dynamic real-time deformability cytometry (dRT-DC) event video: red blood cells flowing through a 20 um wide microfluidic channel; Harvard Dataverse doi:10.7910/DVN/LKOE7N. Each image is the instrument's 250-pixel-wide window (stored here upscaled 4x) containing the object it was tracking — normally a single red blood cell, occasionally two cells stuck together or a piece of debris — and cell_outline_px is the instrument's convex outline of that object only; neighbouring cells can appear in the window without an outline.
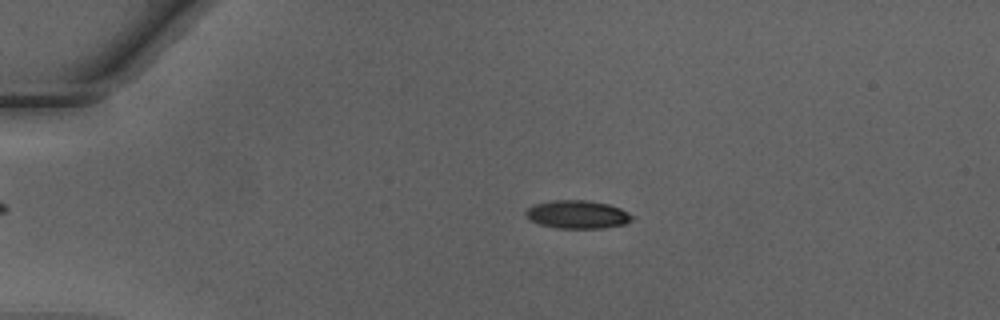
{"species": "Egyptian fruit bat (a non-hibernating species)", "species_latin": "Rousettus aegyptiacus", "temperature_condition": "warm", "stored_images_in_passage": 34, "camera_frame_rate_fps": 3000, "um_per_image_px": 0.085, "animal": {"sex": "male"}, "frame": {"image": 1, "passage_image": 11, "time_ms": 3.333, "image_size_px": [1000, 320], "cell_outline_px": [[636, 216], [632, 220], [624, 224], [604, 228], [556, 228], [540, 224], [528, 220], [524, 212], [528, 208], [536, 204], [552, 200], [584, 200], [608, 204], [620, 208]], "centroid_in_image_um": [49.09, 18.23], "position_along_channel_um": 35.9, "area_um2": 17.51}}
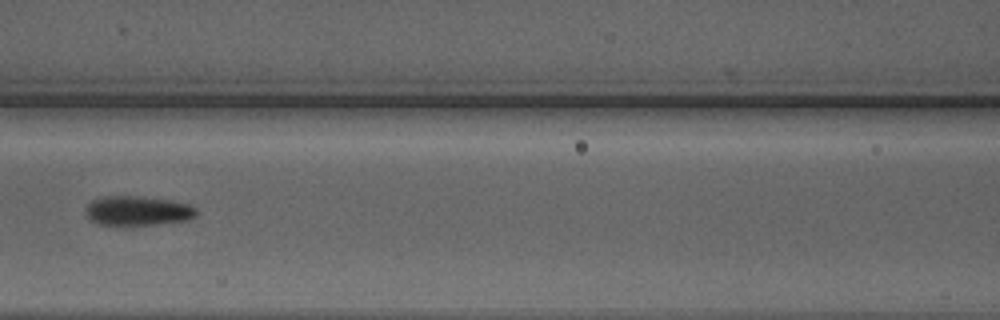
{"frame": {"image": 2, "passage_image": 23, "time_ms": 7.333, "image_size_px": [1000, 320], "cell_outline_px": [[196, 216], [188, 220], [156, 224], [100, 224], [92, 220], [88, 216], [84, 208], [92, 200], [100, 196], [136, 196], [168, 200], [188, 204], [196, 208]], "centroid_in_image_um": [11.69, 17.9], "position_along_channel_um": 154.9, "area_um2": 18.73}}
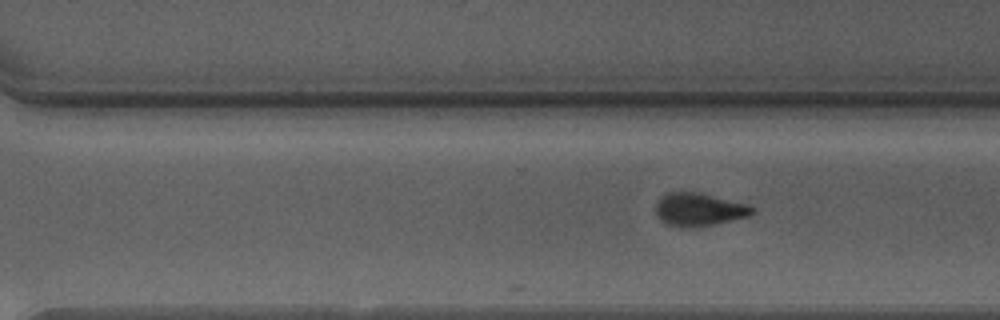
{"frame": {"image": 3, "passage_image": 34, "time_ms": 11.0, "image_size_px": [1000, 320], "cell_outline_px": [[756, 212], [748, 216], [716, 224], [692, 228], [684, 228], [668, 224], [660, 220], [656, 212], [656, 204], [668, 192], [700, 192], [748, 204], [756, 208]], "centroid_in_image_um": [59.47, 17.81], "position_along_channel_um": 311.1, "area_um2": 18.67}}